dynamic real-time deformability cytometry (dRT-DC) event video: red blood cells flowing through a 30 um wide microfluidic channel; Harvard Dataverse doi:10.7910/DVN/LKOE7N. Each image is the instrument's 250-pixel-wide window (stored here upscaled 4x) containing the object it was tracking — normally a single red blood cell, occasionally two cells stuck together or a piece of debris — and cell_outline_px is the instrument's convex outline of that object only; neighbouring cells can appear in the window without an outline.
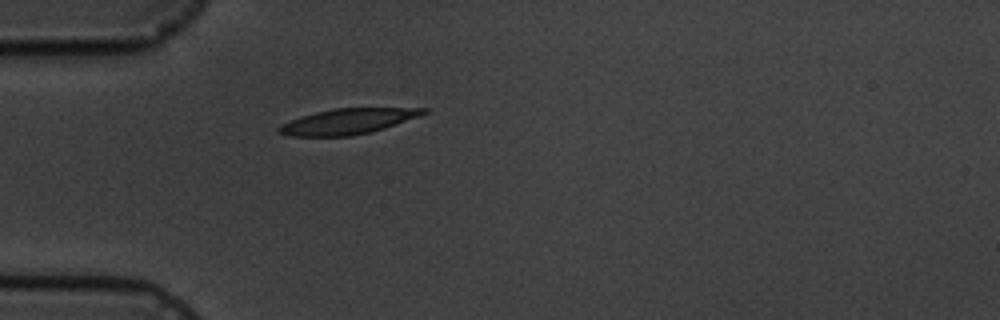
{"species": "common noctule bat (a hibernating species)", "species_latin": "Nyctalus noctula", "temperature_condition": "cold", "stored_images_in_passage": 1, "camera_frame_rate_fps": 3000, "um_per_image_px": 0.085, "animal": {"sex": "male", "body_mass_g": 19.5, "forearm_length_mm": 54.6}, "frame": {"image": 1, "passage_image": 1, "time_ms": 0.0, "image_size_px": [1000, 320], "cell_outline_px": [[428, 112], [420, 116], [372, 132], [352, 136], [292, 136], [276, 132], [276, 128], [300, 116], [332, 108], [428, 108]], "centroid_in_image_um": [29.58, 10.32], "position_along_channel_um": 55.4, "area_um2": 21.44}}